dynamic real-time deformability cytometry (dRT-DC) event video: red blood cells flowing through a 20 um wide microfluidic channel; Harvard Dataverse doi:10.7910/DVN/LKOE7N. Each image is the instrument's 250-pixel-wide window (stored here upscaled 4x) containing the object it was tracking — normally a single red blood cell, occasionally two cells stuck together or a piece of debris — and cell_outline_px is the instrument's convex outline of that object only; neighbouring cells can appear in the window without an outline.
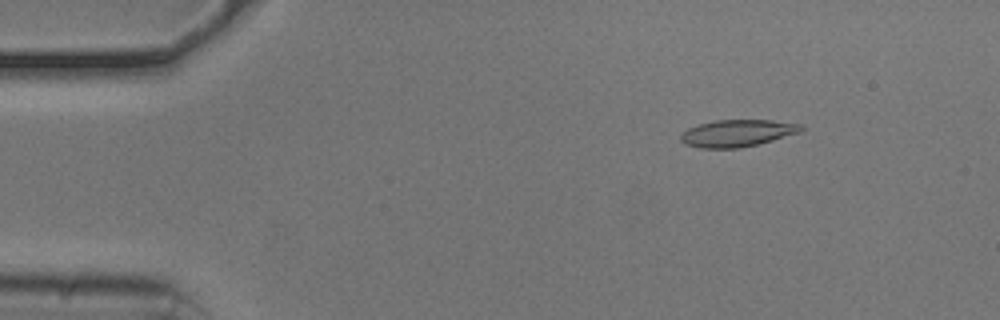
{"species": "common noctule bat (a hibernating species)", "species_latin": "Nyctalus noctula", "temperature_condition": "cold", "stored_images_in_passage": 53, "camera_frame_rate_fps": 3000, "um_per_image_px": 0.085, "animal": {"sex": "male", "body_mass_g": 20.5, "forearm_length_mm": 52.5}, "frame": {"image": 1, "passage_image": 7, "time_ms": 2.0, "image_size_px": [1000, 320], "cell_outline_px": [[804, 128], [800, 132], [772, 140], [740, 148], [700, 148], [684, 144], [680, 140], [680, 136], [688, 128], [700, 124], [716, 120], [772, 120], [804, 124]], "centroid_in_image_um": [62.68, 11.31], "position_along_channel_um": 22.3, "area_um2": 18.9}}
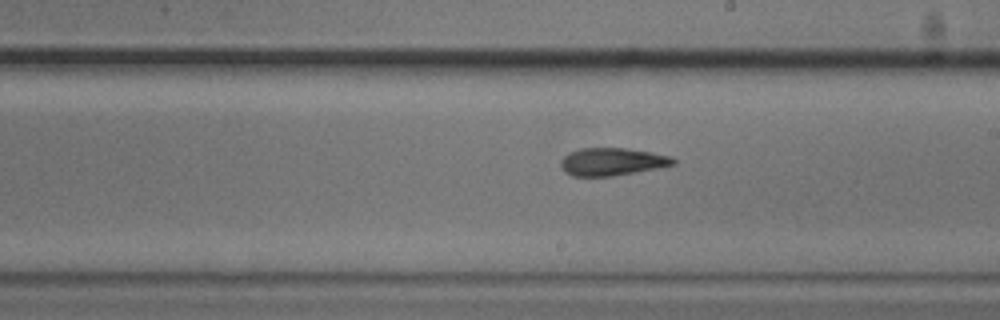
{"frame": {"image": 2, "passage_image": 30, "time_ms": 9.667, "image_size_px": [1000, 320], "cell_outline_px": [[676, 164], [636, 172], [612, 176], [572, 176], [560, 164], [560, 160], [568, 152], [580, 148], [624, 148], [652, 152], [672, 156], [676, 160]], "centroid_in_image_um": [52.05, 13.73], "position_along_channel_um": 237.0, "area_um2": 18.09}}
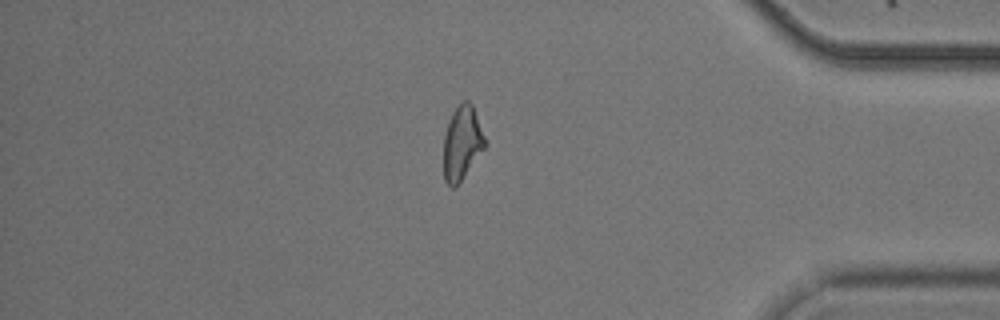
{"frame": {"image": 3, "passage_image": 45, "time_ms": 14.667, "image_size_px": [1000, 320], "cell_outline_px": [[488, 144], [456, 188], [452, 188], [444, 180], [444, 136], [448, 120], [452, 112], [464, 100], [468, 100], [472, 104]], "centroid_in_image_um": [39.28, 12.17], "position_along_channel_um": 395.9, "area_um2": 18.03}, "authors_computed_cell_mechanics": {"area_um2": 18.6116, "velocity_mm_per_s": 3.7781, "shape_relaxation_time_tau1_ms": null, "shape_relaxation_time_tau2_ms": 6.2011, "deformation_change_tau1": null, "deformation_change_tau2": 0.1763}}